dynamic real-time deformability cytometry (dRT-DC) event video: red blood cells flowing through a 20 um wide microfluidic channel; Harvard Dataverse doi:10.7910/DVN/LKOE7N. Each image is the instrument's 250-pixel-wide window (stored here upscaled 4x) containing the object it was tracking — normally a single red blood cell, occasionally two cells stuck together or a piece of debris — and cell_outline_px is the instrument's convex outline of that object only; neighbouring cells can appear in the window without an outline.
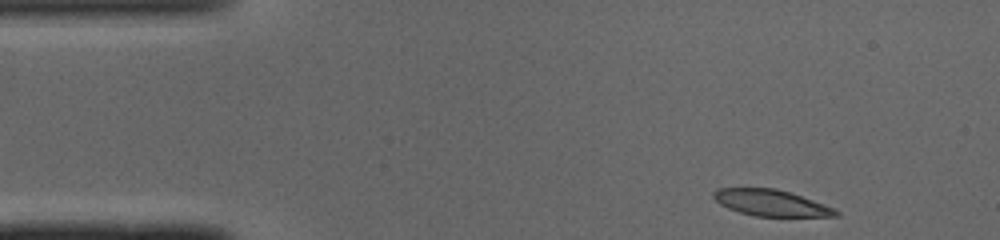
{"species": "common noctule bat (a hibernating species)", "species_latin": "Nyctalus noctula", "temperature_condition": "cold", "stored_images_in_passage": 44, "camera_frame_rate_fps": 3000, "um_per_image_px": 0.085, "animal": {"sex": "male", "body_mass_g": 19.0, "forearm_length_mm": 50.8}, "frame": {"image": 1, "passage_image": 1, "time_ms": 0.0, "image_size_px": [1000, 240], "cell_outline_px": [[840, 216], [756, 216], [740, 212], [728, 208], [720, 204], [712, 196], [712, 192], [716, 188], [776, 188], [836, 208], [840, 212]], "centroid_in_image_um": [65.53, 17.24], "position_along_channel_um": 19.5, "area_um2": 18.61}}
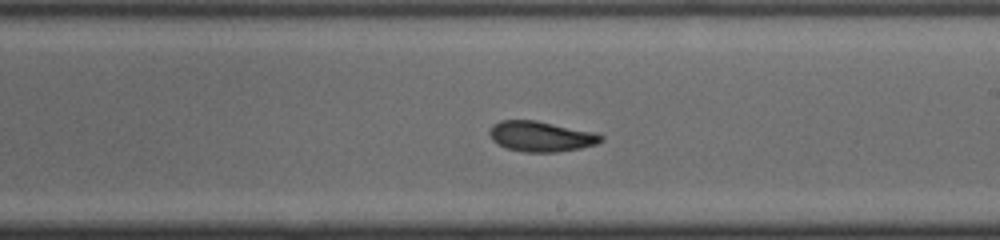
{"frame": {"image": 2, "passage_image": 23, "time_ms": 7.333, "image_size_px": [1000, 240], "cell_outline_px": [[604, 140], [596, 144], [580, 148], [556, 152], [524, 152], [508, 148], [492, 140], [488, 132], [492, 124], [500, 120], [536, 120], [596, 132], [604, 136]], "centroid_in_image_um": [46.0, 11.58], "position_along_channel_um": 243.0, "area_um2": 19.83}}
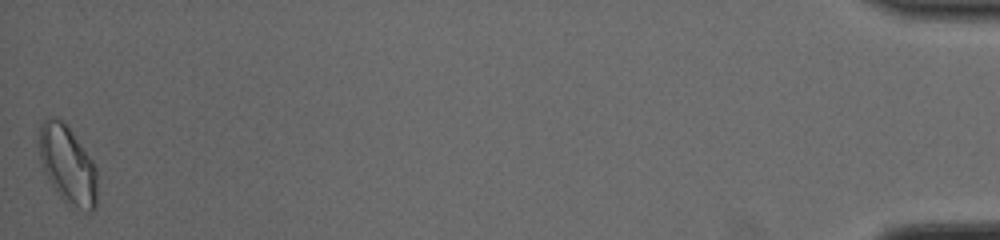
{"frame": {"image": 3, "passage_image": 44, "time_ms": 14.333, "image_size_px": [1000, 240], "cell_outline_px": [[96, 208], [92, 212], [84, 212], [68, 204], [60, 196], [52, 184], [44, 168], [40, 156], [36, 140], [40, 124], [48, 116], [60, 120], [72, 132], [92, 160], [96, 168]], "centroid_in_image_um": [5.74, 14.01], "position_along_channel_um": 429.5, "area_um2": 26.3}, "authors_computed_cell_mechanics": {"area_um2": 20.1433, "velocity_mm_per_s": 4.0834, "shape_relaxation_time_tau1_ms": 3.9062, "shape_relaxation_time_tau2_ms": 1.9756, "deformation_change_tau1": 0.1529, "deformation_change_tau2": 0.0822}}